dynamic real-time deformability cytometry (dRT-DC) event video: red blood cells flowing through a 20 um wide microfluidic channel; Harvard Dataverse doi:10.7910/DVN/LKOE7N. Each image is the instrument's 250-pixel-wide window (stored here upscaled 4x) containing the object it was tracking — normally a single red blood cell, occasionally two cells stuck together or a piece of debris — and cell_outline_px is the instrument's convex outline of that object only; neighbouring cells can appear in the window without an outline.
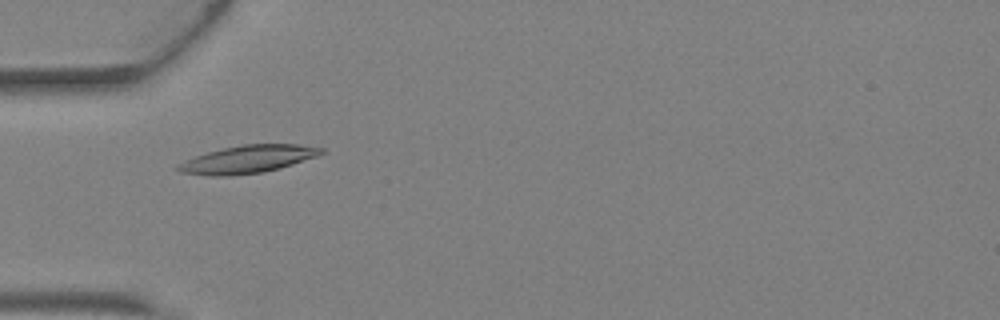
{"species": "Egyptian fruit bat (a non-hibernating species)", "species_latin": "Rousettus aegyptiacus", "temperature_condition": "warm", "stored_images_in_passage": 3, "camera_frame_rate_fps": 3000, "um_per_image_px": 0.085, "animal": {"sex": "female"}, "frame": {"image": 1, "passage_image": 2, "time_ms": 0.333, "image_size_px": [1000, 320], "cell_outline_px": [[324, 152], [316, 156], [280, 168], [264, 172], [228, 176], [212, 176], [180, 172], [172, 168], [176, 164], [184, 160], [208, 152], [224, 148], [244, 144], [296, 144], [324, 148]], "centroid_in_image_um": [21.0, 13.54], "position_along_channel_um": 64.0, "area_um2": 23.06}}
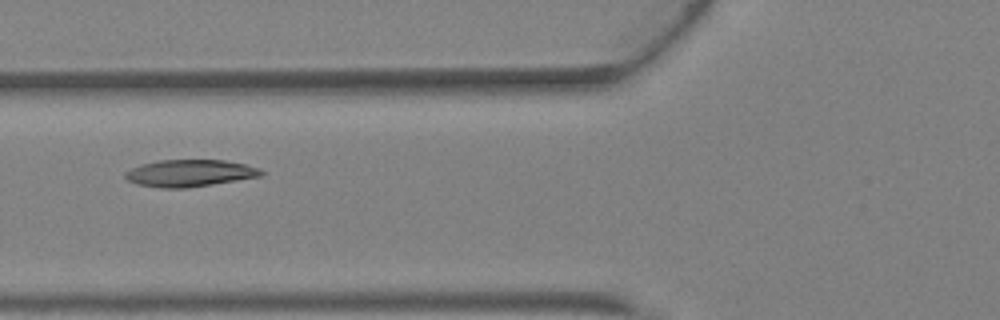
{"frame": {"image": 2, "passage_image": 3, "time_ms": 0.667, "image_size_px": [1000, 320], "cell_outline_px": [[264, 176], [188, 188], [160, 188], [136, 184], [128, 180], [124, 176], [124, 172], [132, 168], [144, 164], [160, 160], [224, 160], [244, 164], [260, 168], [264, 172]], "centroid_in_image_um": [16.16, 14.73], "position_along_channel_um": 109.6, "area_um2": 21.44}}